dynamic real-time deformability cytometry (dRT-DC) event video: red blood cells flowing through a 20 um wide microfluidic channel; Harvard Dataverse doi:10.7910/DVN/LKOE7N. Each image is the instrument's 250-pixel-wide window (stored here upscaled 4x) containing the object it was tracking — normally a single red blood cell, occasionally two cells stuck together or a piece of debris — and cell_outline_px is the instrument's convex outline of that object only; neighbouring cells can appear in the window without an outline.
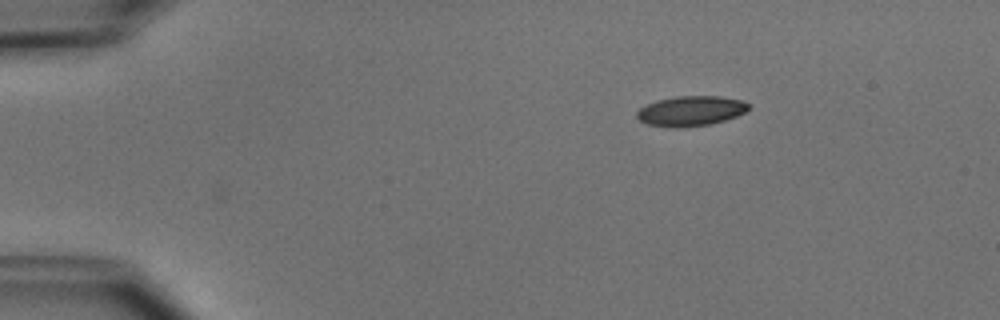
{"species": "common noctule bat (a hibernating species)", "species_latin": "Nyctalus noctula", "temperature_condition": "cold", "stored_images_in_passage": 13, "camera_frame_rate_fps": 3000, "um_per_image_px": 0.085, "animal": {"sex": "male", "body_mass_g": 15.6}, "frame": {"image": 1, "passage_image": 13, "time_ms": 4.0, "image_size_px": [1000, 320], "cell_outline_px": [[748, 108], [744, 112], [736, 116], [724, 120], [708, 124], [684, 128], [668, 128], [648, 124], [640, 120], [636, 116], [636, 112], [640, 108], [656, 100], [676, 96], [720, 96], [744, 100], [748, 104]], "centroid_in_image_um": [58.69, 9.43], "position_along_channel_um": 26.3, "area_um2": 19.59}}